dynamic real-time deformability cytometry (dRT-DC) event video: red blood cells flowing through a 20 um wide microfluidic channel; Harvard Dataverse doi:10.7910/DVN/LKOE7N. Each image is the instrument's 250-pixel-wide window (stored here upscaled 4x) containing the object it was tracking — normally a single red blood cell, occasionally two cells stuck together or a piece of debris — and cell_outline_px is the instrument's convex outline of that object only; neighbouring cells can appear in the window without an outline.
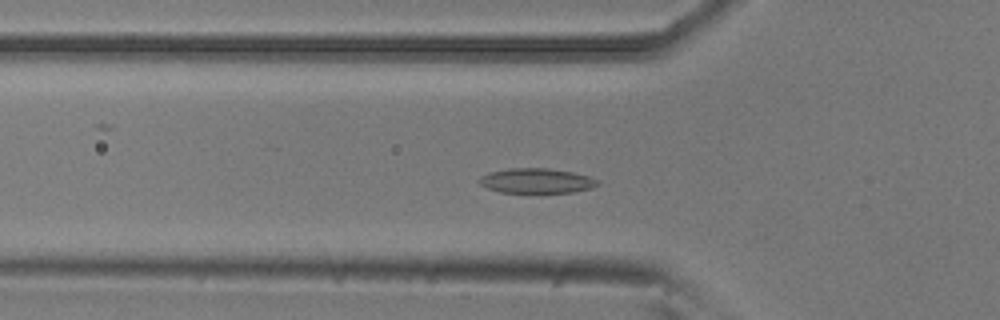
{"species": "common noctule bat (a hibernating species)", "species_latin": "Nyctalus noctula", "temperature_condition": "room temperature", "stored_images_in_passage": 47, "camera_frame_rate_fps": 3000, "um_per_image_px": 0.085, "animal": {"sex": "male", "body_mass_g": 20.5, "forearm_length_mm": 52.5}, "frame": {"image": 1, "passage_image": 13, "time_ms": 4.0, "image_size_px": [1000, 320], "cell_outline_px": [[600, 184], [592, 188], [572, 192], [500, 192], [488, 188], [480, 184], [476, 180], [480, 176], [488, 172], [508, 168], [548, 168], [572, 172], [588, 176], [600, 180]], "centroid_in_image_um": [45.59, 15.35], "position_along_channel_um": 80.2, "area_um2": 17.22}}
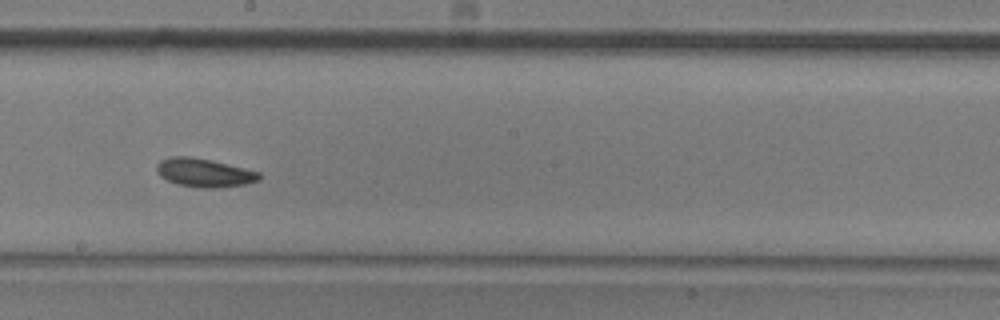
{"frame": {"image": 2, "passage_image": 25, "time_ms": 8.0, "image_size_px": [1000, 320], "cell_outline_px": [[260, 180], [244, 184], [216, 188], [200, 188], [176, 184], [160, 176], [156, 172], [156, 164], [160, 160], [172, 156], [192, 156], [212, 160], [260, 172]], "centroid_in_image_um": [17.32, 14.67], "position_along_channel_um": 230.9, "area_um2": 17.17}}
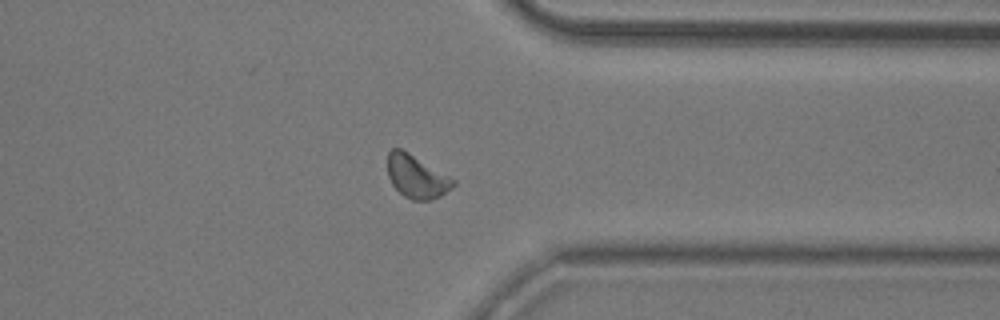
{"frame": {"image": 3, "passage_image": 37, "time_ms": 12.0, "image_size_px": [1000, 320], "cell_outline_px": [[456, 184], [452, 188], [440, 196], [432, 200], [412, 200], [404, 196], [392, 184], [388, 176], [388, 152], [392, 148], [400, 148], [408, 152], [456, 180]], "centroid_in_image_um": [35.42, 15.02], "position_along_channel_um": 376.0, "area_um2": 16.36}, "authors_computed_cell_mechanics": {"area_um2": 16.5308, "velocity_mm_per_s": 3.7495, "shape_relaxation_time_tau1_ms": 2.9386, "shape_relaxation_time_tau2_ms": 7.1169, "deformation_change_tau1": 0.0802, "deformation_change_tau2": 0.0854}}